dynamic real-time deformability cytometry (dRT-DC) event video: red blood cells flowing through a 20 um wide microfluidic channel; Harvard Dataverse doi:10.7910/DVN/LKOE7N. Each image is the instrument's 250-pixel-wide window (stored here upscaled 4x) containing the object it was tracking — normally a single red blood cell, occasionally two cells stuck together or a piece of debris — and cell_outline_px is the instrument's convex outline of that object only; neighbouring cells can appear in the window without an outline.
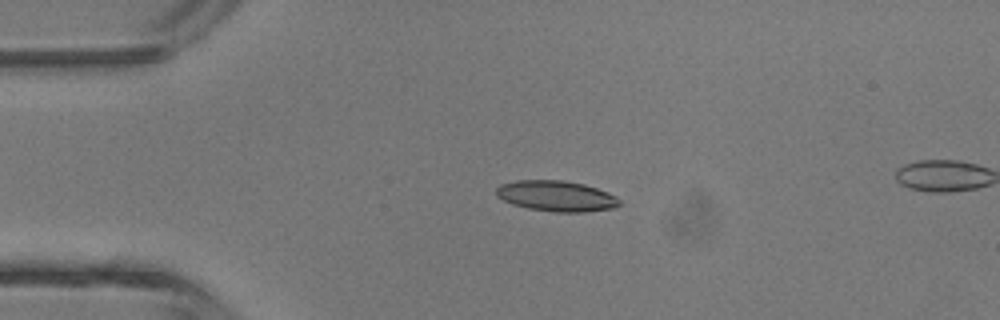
{"species": "common noctule bat (a hibernating species)", "species_latin": "Nyctalus noctula", "temperature_condition": "room temperature", "stored_images_in_passage": 4, "camera_frame_rate_fps": 3000, "um_per_image_px": 0.085, "animal": {"sex": "male", "body_mass_g": 13.3}, "frame": {"image": 1, "passage_image": 2, "time_ms": 1.0, "image_size_px": [1000, 320], "cell_outline_px": [[620, 204], [616, 208], [584, 212], [556, 212], [528, 208], [512, 204], [496, 196], [496, 188], [500, 184], [516, 180], [564, 180], [584, 184], [608, 192], [616, 196], [620, 200]], "centroid_in_image_um": [47.3, 16.66], "position_along_channel_um": 37.7, "area_um2": 22.14}}
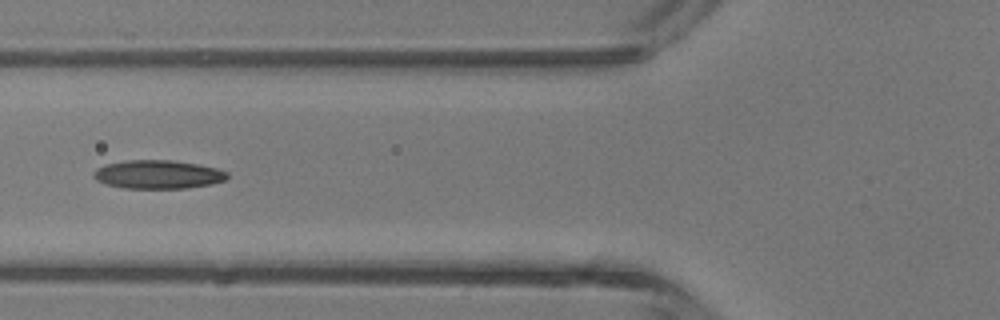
{"frame": {"image": 2, "passage_image": 4, "time_ms": 3.333, "image_size_px": [1000, 320], "cell_outline_px": [[228, 176], [224, 180], [212, 184], [188, 188], [124, 188], [108, 184], [96, 180], [92, 176], [92, 172], [96, 168], [104, 164], [128, 160], [172, 160], [200, 164], [216, 168], [228, 172]], "centroid_in_image_um": [13.42, 14.82], "position_along_channel_um": 112.4, "area_um2": 22.37}}